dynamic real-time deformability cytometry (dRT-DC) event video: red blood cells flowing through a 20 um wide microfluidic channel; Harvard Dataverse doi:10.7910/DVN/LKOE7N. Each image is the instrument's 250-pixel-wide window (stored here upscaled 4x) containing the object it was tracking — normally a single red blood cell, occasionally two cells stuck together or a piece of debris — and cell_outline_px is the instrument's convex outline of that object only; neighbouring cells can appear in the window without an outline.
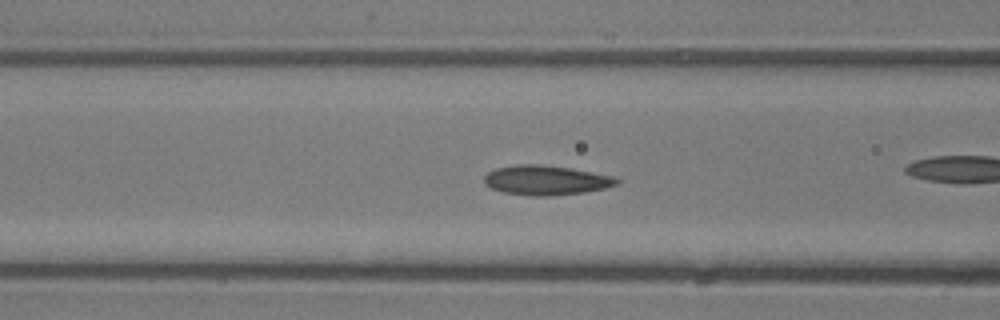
{"species": "common noctule bat (a hibernating species)", "species_latin": "Nyctalus noctula", "temperature_condition": "room temperature", "stored_images_in_passage": 8, "camera_frame_rate_fps": 3000, "um_per_image_px": 0.085, "animal": {"sex": "male", "body_mass_g": 13.3}, "frame": {"image": 1, "passage_image": 6, "time_ms": 1.667, "image_size_px": [1000, 320], "cell_outline_px": [[620, 180], [616, 184], [604, 188], [584, 192], [552, 196], [532, 196], [504, 192], [492, 188], [484, 184], [484, 176], [488, 172], [496, 168], [516, 164], [540, 164], [572, 168], [616, 176]], "centroid_in_image_um": [46.42, 15.31], "position_along_channel_um": 120.2, "area_um2": 23.0}}